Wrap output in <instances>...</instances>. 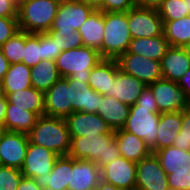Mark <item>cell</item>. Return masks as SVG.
Segmentation results:
<instances>
[{"instance_id":"cell-32","label":"cell","mask_w":190,"mask_h":190,"mask_svg":"<svg viewBox=\"0 0 190 190\" xmlns=\"http://www.w3.org/2000/svg\"><path fill=\"white\" fill-rule=\"evenodd\" d=\"M31 86L43 93L47 92L61 77L58 73L56 62L41 60L31 68Z\"/></svg>"},{"instance_id":"cell-25","label":"cell","mask_w":190,"mask_h":190,"mask_svg":"<svg viewBox=\"0 0 190 190\" xmlns=\"http://www.w3.org/2000/svg\"><path fill=\"white\" fill-rule=\"evenodd\" d=\"M169 47L170 44L164 35L151 38H132L127 52L161 61Z\"/></svg>"},{"instance_id":"cell-21","label":"cell","mask_w":190,"mask_h":190,"mask_svg":"<svg viewBox=\"0 0 190 190\" xmlns=\"http://www.w3.org/2000/svg\"><path fill=\"white\" fill-rule=\"evenodd\" d=\"M118 71L119 66L116 59L103 58L91 69L88 84L99 94L108 95Z\"/></svg>"},{"instance_id":"cell-49","label":"cell","mask_w":190,"mask_h":190,"mask_svg":"<svg viewBox=\"0 0 190 190\" xmlns=\"http://www.w3.org/2000/svg\"><path fill=\"white\" fill-rule=\"evenodd\" d=\"M7 105V96L4 93L0 92V125H4Z\"/></svg>"},{"instance_id":"cell-30","label":"cell","mask_w":190,"mask_h":190,"mask_svg":"<svg viewBox=\"0 0 190 190\" xmlns=\"http://www.w3.org/2000/svg\"><path fill=\"white\" fill-rule=\"evenodd\" d=\"M30 73L31 68L25 63L10 64L8 71L0 82V92L13 93L32 87Z\"/></svg>"},{"instance_id":"cell-22","label":"cell","mask_w":190,"mask_h":190,"mask_svg":"<svg viewBox=\"0 0 190 190\" xmlns=\"http://www.w3.org/2000/svg\"><path fill=\"white\" fill-rule=\"evenodd\" d=\"M130 106L108 95H102L97 114L105 120L112 131L122 129L129 116Z\"/></svg>"},{"instance_id":"cell-42","label":"cell","mask_w":190,"mask_h":190,"mask_svg":"<svg viewBox=\"0 0 190 190\" xmlns=\"http://www.w3.org/2000/svg\"><path fill=\"white\" fill-rule=\"evenodd\" d=\"M135 7L134 0H103L98 10L102 12H127Z\"/></svg>"},{"instance_id":"cell-36","label":"cell","mask_w":190,"mask_h":190,"mask_svg":"<svg viewBox=\"0 0 190 190\" xmlns=\"http://www.w3.org/2000/svg\"><path fill=\"white\" fill-rule=\"evenodd\" d=\"M41 33L25 32L23 63L32 68L41 61Z\"/></svg>"},{"instance_id":"cell-52","label":"cell","mask_w":190,"mask_h":190,"mask_svg":"<svg viewBox=\"0 0 190 190\" xmlns=\"http://www.w3.org/2000/svg\"><path fill=\"white\" fill-rule=\"evenodd\" d=\"M89 5H92L95 9H98L101 6L103 0H81Z\"/></svg>"},{"instance_id":"cell-19","label":"cell","mask_w":190,"mask_h":190,"mask_svg":"<svg viewBox=\"0 0 190 190\" xmlns=\"http://www.w3.org/2000/svg\"><path fill=\"white\" fill-rule=\"evenodd\" d=\"M145 87L146 85L142 81L119 69L111 84L108 96L131 106L135 104Z\"/></svg>"},{"instance_id":"cell-16","label":"cell","mask_w":190,"mask_h":190,"mask_svg":"<svg viewBox=\"0 0 190 190\" xmlns=\"http://www.w3.org/2000/svg\"><path fill=\"white\" fill-rule=\"evenodd\" d=\"M70 137L111 134L113 131L97 113L73 112L65 118Z\"/></svg>"},{"instance_id":"cell-47","label":"cell","mask_w":190,"mask_h":190,"mask_svg":"<svg viewBox=\"0 0 190 190\" xmlns=\"http://www.w3.org/2000/svg\"><path fill=\"white\" fill-rule=\"evenodd\" d=\"M179 87L184 91L188 101L190 102V69H188L182 78L178 81Z\"/></svg>"},{"instance_id":"cell-18","label":"cell","mask_w":190,"mask_h":190,"mask_svg":"<svg viewBox=\"0 0 190 190\" xmlns=\"http://www.w3.org/2000/svg\"><path fill=\"white\" fill-rule=\"evenodd\" d=\"M102 95L94 91L88 83L69 77V101L73 112L97 113Z\"/></svg>"},{"instance_id":"cell-6","label":"cell","mask_w":190,"mask_h":190,"mask_svg":"<svg viewBox=\"0 0 190 190\" xmlns=\"http://www.w3.org/2000/svg\"><path fill=\"white\" fill-rule=\"evenodd\" d=\"M94 10L92 5L81 0H66L60 4L52 27L47 33L74 35Z\"/></svg>"},{"instance_id":"cell-29","label":"cell","mask_w":190,"mask_h":190,"mask_svg":"<svg viewBox=\"0 0 190 190\" xmlns=\"http://www.w3.org/2000/svg\"><path fill=\"white\" fill-rule=\"evenodd\" d=\"M7 96L8 104L13 107H20L24 110L36 113L38 116L44 115V93L30 87L18 90L13 93H4Z\"/></svg>"},{"instance_id":"cell-33","label":"cell","mask_w":190,"mask_h":190,"mask_svg":"<svg viewBox=\"0 0 190 190\" xmlns=\"http://www.w3.org/2000/svg\"><path fill=\"white\" fill-rule=\"evenodd\" d=\"M163 22V35L170 46L184 47L190 43V16Z\"/></svg>"},{"instance_id":"cell-45","label":"cell","mask_w":190,"mask_h":190,"mask_svg":"<svg viewBox=\"0 0 190 190\" xmlns=\"http://www.w3.org/2000/svg\"><path fill=\"white\" fill-rule=\"evenodd\" d=\"M0 17H18V4L14 0H0Z\"/></svg>"},{"instance_id":"cell-2","label":"cell","mask_w":190,"mask_h":190,"mask_svg":"<svg viewBox=\"0 0 190 190\" xmlns=\"http://www.w3.org/2000/svg\"><path fill=\"white\" fill-rule=\"evenodd\" d=\"M71 139L69 156L74 159L93 161L100 168L121 156L115 140V131L111 134L72 137Z\"/></svg>"},{"instance_id":"cell-15","label":"cell","mask_w":190,"mask_h":190,"mask_svg":"<svg viewBox=\"0 0 190 190\" xmlns=\"http://www.w3.org/2000/svg\"><path fill=\"white\" fill-rule=\"evenodd\" d=\"M28 145V135L7 131L0 141L1 165L21 170L25 161Z\"/></svg>"},{"instance_id":"cell-7","label":"cell","mask_w":190,"mask_h":190,"mask_svg":"<svg viewBox=\"0 0 190 190\" xmlns=\"http://www.w3.org/2000/svg\"><path fill=\"white\" fill-rule=\"evenodd\" d=\"M160 116L161 113H154L153 109L130 106L129 116L122 129L143 139L152 148L157 142Z\"/></svg>"},{"instance_id":"cell-24","label":"cell","mask_w":190,"mask_h":190,"mask_svg":"<svg viewBox=\"0 0 190 190\" xmlns=\"http://www.w3.org/2000/svg\"><path fill=\"white\" fill-rule=\"evenodd\" d=\"M181 125L182 111L161 113L157 127V142L151 148V152L173 146L175 138L181 130Z\"/></svg>"},{"instance_id":"cell-12","label":"cell","mask_w":190,"mask_h":190,"mask_svg":"<svg viewBox=\"0 0 190 190\" xmlns=\"http://www.w3.org/2000/svg\"><path fill=\"white\" fill-rule=\"evenodd\" d=\"M59 155L54 151L38 146L29 141L24 164L21 168L23 177L44 179L52 171Z\"/></svg>"},{"instance_id":"cell-17","label":"cell","mask_w":190,"mask_h":190,"mask_svg":"<svg viewBox=\"0 0 190 190\" xmlns=\"http://www.w3.org/2000/svg\"><path fill=\"white\" fill-rule=\"evenodd\" d=\"M71 114L72 104L69 101V77H61L44 93V115L66 118Z\"/></svg>"},{"instance_id":"cell-20","label":"cell","mask_w":190,"mask_h":190,"mask_svg":"<svg viewBox=\"0 0 190 190\" xmlns=\"http://www.w3.org/2000/svg\"><path fill=\"white\" fill-rule=\"evenodd\" d=\"M188 69H190V58L184 47L170 46L161 59L163 78L178 82Z\"/></svg>"},{"instance_id":"cell-27","label":"cell","mask_w":190,"mask_h":190,"mask_svg":"<svg viewBox=\"0 0 190 190\" xmlns=\"http://www.w3.org/2000/svg\"><path fill=\"white\" fill-rule=\"evenodd\" d=\"M44 190H68L70 182V156H59L50 174L44 179L34 178Z\"/></svg>"},{"instance_id":"cell-56","label":"cell","mask_w":190,"mask_h":190,"mask_svg":"<svg viewBox=\"0 0 190 190\" xmlns=\"http://www.w3.org/2000/svg\"><path fill=\"white\" fill-rule=\"evenodd\" d=\"M54 1H56V2H58V3H62V2H65L66 0H54Z\"/></svg>"},{"instance_id":"cell-28","label":"cell","mask_w":190,"mask_h":190,"mask_svg":"<svg viewBox=\"0 0 190 190\" xmlns=\"http://www.w3.org/2000/svg\"><path fill=\"white\" fill-rule=\"evenodd\" d=\"M154 154L159 159L161 167L166 174L190 171V151L188 150L170 146L157 150Z\"/></svg>"},{"instance_id":"cell-46","label":"cell","mask_w":190,"mask_h":190,"mask_svg":"<svg viewBox=\"0 0 190 190\" xmlns=\"http://www.w3.org/2000/svg\"><path fill=\"white\" fill-rule=\"evenodd\" d=\"M17 190H44L35 181L34 178L22 177Z\"/></svg>"},{"instance_id":"cell-54","label":"cell","mask_w":190,"mask_h":190,"mask_svg":"<svg viewBox=\"0 0 190 190\" xmlns=\"http://www.w3.org/2000/svg\"><path fill=\"white\" fill-rule=\"evenodd\" d=\"M185 51L187 52L188 57L190 58V43L184 46Z\"/></svg>"},{"instance_id":"cell-3","label":"cell","mask_w":190,"mask_h":190,"mask_svg":"<svg viewBox=\"0 0 190 190\" xmlns=\"http://www.w3.org/2000/svg\"><path fill=\"white\" fill-rule=\"evenodd\" d=\"M60 3L54 0H26L18 5L19 30L47 33L53 24Z\"/></svg>"},{"instance_id":"cell-26","label":"cell","mask_w":190,"mask_h":190,"mask_svg":"<svg viewBox=\"0 0 190 190\" xmlns=\"http://www.w3.org/2000/svg\"><path fill=\"white\" fill-rule=\"evenodd\" d=\"M83 46L97 49L101 55V45L104 37V12L95 9L80 26Z\"/></svg>"},{"instance_id":"cell-1","label":"cell","mask_w":190,"mask_h":190,"mask_svg":"<svg viewBox=\"0 0 190 190\" xmlns=\"http://www.w3.org/2000/svg\"><path fill=\"white\" fill-rule=\"evenodd\" d=\"M29 141L54 151L59 156H68L71 137L65 118L39 116L28 134Z\"/></svg>"},{"instance_id":"cell-51","label":"cell","mask_w":190,"mask_h":190,"mask_svg":"<svg viewBox=\"0 0 190 190\" xmlns=\"http://www.w3.org/2000/svg\"><path fill=\"white\" fill-rule=\"evenodd\" d=\"M95 190H125V189L118 188L112 184H108L106 182L101 181Z\"/></svg>"},{"instance_id":"cell-23","label":"cell","mask_w":190,"mask_h":190,"mask_svg":"<svg viewBox=\"0 0 190 190\" xmlns=\"http://www.w3.org/2000/svg\"><path fill=\"white\" fill-rule=\"evenodd\" d=\"M115 140L121 157L129 161L137 163L152 153L151 148L143 139L123 129L115 131Z\"/></svg>"},{"instance_id":"cell-50","label":"cell","mask_w":190,"mask_h":190,"mask_svg":"<svg viewBox=\"0 0 190 190\" xmlns=\"http://www.w3.org/2000/svg\"><path fill=\"white\" fill-rule=\"evenodd\" d=\"M9 65L10 64L7 58L3 55V52L0 48V82L3 80L6 72L8 71Z\"/></svg>"},{"instance_id":"cell-13","label":"cell","mask_w":190,"mask_h":190,"mask_svg":"<svg viewBox=\"0 0 190 190\" xmlns=\"http://www.w3.org/2000/svg\"><path fill=\"white\" fill-rule=\"evenodd\" d=\"M137 163L118 157L101 167L103 182L125 190H135Z\"/></svg>"},{"instance_id":"cell-55","label":"cell","mask_w":190,"mask_h":190,"mask_svg":"<svg viewBox=\"0 0 190 190\" xmlns=\"http://www.w3.org/2000/svg\"><path fill=\"white\" fill-rule=\"evenodd\" d=\"M18 5L23 2V1H26V0H14Z\"/></svg>"},{"instance_id":"cell-43","label":"cell","mask_w":190,"mask_h":190,"mask_svg":"<svg viewBox=\"0 0 190 190\" xmlns=\"http://www.w3.org/2000/svg\"><path fill=\"white\" fill-rule=\"evenodd\" d=\"M170 190H190V171L167 174Z\"/></svg>"},{"instance_id":"cell-9","label":"cell","mask_w":190,"mask_h":190,"mask_svg":"<svg viewBox=\"0 0 190 190\" xmlns=\"http://www.w3.org/2000/svg\"><path fill=\"white\" fill-rule=\"evenodd\" d=\"M119 69L142 81L146 86L163 78L161 61L134 53L121 54L117 59Z\"/></svg>"},{"instance_id":"cell-14","label":"cell","mask_w":190,"mask_h":190,"mask_svg":"<svg viewBox=\"0 0 190 190\" xmlns=\"http://www.w3.org/2000/svg\"><path fill=\"white\" fill-rule=\"evenodd\" d=\"M101 181V169L95 162L70 157L68 190H95Z\"/></svg>"},{"instance_id":"cell-4","label":"cell","mask_w":190,"mask_h":190,"mask_svg":"<svg viewBox=\"0 0 190 190\" xmlns=\"http://www.w3.org/2000/svg\"><path fill=\"white\" fill-rule=\"evenodd\" d=\"M103 59L97 49L82 46L62 51L56 59L60 77L88 83L91 69Z\"/></svg>"},{"instance_id":"cell-53","label":"cell","mask_w":190,"mask_h":190,"mask_svg":"<svg viewBox=\"0 0 190 190\" xmlns=\"http://www.w3.org/2000/svg\"><path fill=\"white\" fill-rule=\"evenodd\" d=\"M6 132H7L6 127L4 125H0V141L2 140Z\"/></svg>"},{"instance_id":"cell-10","label":"cell","mask_w":190,"mask_h":190,"mask_svg":"<svg viewBox=\"0 0 190 190\" xmlns=\"http://www.w3.org/2000/svg\"><path fill=\"white\" fill-rule=\"evenodd\" d=\"M148 86L154 95L159 113L180 112L190 105L178 82L161 78Z\"/></svg>"},{"instance_id":"cell-41","label":"cell","mask_w":190,"mask_h":190,"mask_svg":"<svg viewBox=\"0 0 190 190\" xmlns=\"http://www.w3.org/2000/svg\"><path fill=\"white\" fill-rule=\"evenodd\" d=\"M18 31L17 17H0V47Z\"/></svg>"},{"instance_id":"cell-39","label":"cell","mask_w":190,"mask_h":190,"mask_svg":"<svg viewBox=\"0 0 190 190\" xmlns=\"http://www.w3.org/2000/svg\"><path fill=\"white\" fill-rule=\"evenodd\" d=\"M61 52L57 40H53L47 33H41V60L56 61Z\"/></svg>"},{"instance_id":"cell-44","label":"cell","mask_w":190,"mask_h":190,"mask_svg":"<svg viewBox=\"0 0 190 190\" xmlns=\"http://www.w3.org/2000/svg\"><path fill=\"white\" fill-rule=\"evenodd\" d=\"M131 106H140L145 109H153L154 113H159L154 95L148 85L143 89L135 104Z\"/></svg>"},{"instance_id":"cell-11","label":"cell","mask_w":190,"mask_h":190,"mask_svg":"<svg viewBox=\"0 0 190 190\" xmlns=\"http://www.w3.org/2000/svg\"><path fill=\"white\" fill-rule=\"evenodd\" d=\"M135 190H170L167 174L154 153L137 162Z\"/></svg>"},{"instance_id":"cell-37","label":"cell","mask_w":190,"mask_h":190,"mask_svg":"<svg viewBox=\"0 0 190 190\" xmlns=\"http://www.w3.org/2000/svg\"><path fill=\"white\" fill-rule=\"evenodd\" d=\"M23 175L20 169L8 166L0 167V190H17Z\"/></svg>"},{"instance_id":"cell-38","label":"cell","mask_w":190,"mask_h":190,"mask_svg":"<svg viewBox=\"0 0 190 190\" xmlns=\"http://www.w3.org/2000/svg\"><path fill=\"white\" fill-rule=\"evenodd\" d=\"M173 146L190 151V105L182 111L181 130L177 134Z\"/></svg>"},{"instance_id":"cell-5","label":"cell","mask_w":190,"mask_h":190,"mask_svg":"<svg viewBox=\"0 0 190 190\" xmlns=\"http://www.w3.org/2000/svg\"><path fill=\"white\" fill-rule=\"evenodd\" d=\"M131 39L127 12H104V37L101 45V57L117 59L128 50Z\"/></svg>"},{"instance_id":"cell-34","label":"cell","mask_w":190,"mask_h":190,"mask_svg":"<svg viewBox=\"0 0 190 190\" xmlns=\"http://www.w3.org/2000/svg\"><path fill=\"white\" fill-rule=\"evenodd\" d=\"M162 21H173L190 16V0H164L157 8Z\"/></svg>"},{"instance_id":"cell-8","label":"cell","mask_w":190,"mask_h":190,"mask_svg":"<svg viewBox=\"0 0 190 190\" xmlns=\"http://www.w3.org/2000/svg\"><path fill=\"white\" fill-rule=\"evenodd\" d=\"M132 38L162 36L164 22L155 8L133 7L127 11Z\"/></svg>"},{"instance_id":"cell-35","label":"cell","mask_w":190,"mask_h":190,"mask_svg":"<svg viewBox=\"0 0 190 190\" xmlns=\"http://www.w3.org/2000/svg\"><path fill=\"white\" fill-rule=\"evenodd\" d=\"M25 47V31L19 30L0 48L9 64L23 63Z\"/></svg>"},{"instance_id":"cell-31","label":"cell","mask_w":190,"mask_h":190,"mask_svg":"<svg viewBox=\"0 0 190 190\" xmlns=\"http://www.w3.org/2000/svg\"><path fill=\"white\" fill-rule=\"evenodd\" d=\"M36 113L13 107L8 104L6 108L4 126L7 131L18 132L28 135L38 119Z\"/></svg>"},{"instance_id":"cell-40","label":"cell","mask_w":190,"mask_h":190,"mask_svg":"<svg viewBox=\"0 0 190 190\" xmlns=\"http://www.w3.org/2000/svg\"><path fill=\"white\" fill-rule=\"evenodd\" d=\"M53 40H57L59 47L62 51L69 50L71 48H78L83 46L81 35L78 31L74 32V35L61 36L59 33H47Z\"/></svg>"},{"instance_id":"cell-48","label":"cell","mask_w":190,"mask_h":190,"mask_svg":"<svg viewBox=\"0 0 190 190\" xmlns=\"http://www.w3.org/2000/svg\"><path fill=\"white\" fill-rule=\"evenodd\" d=\"M164 0H134L137 7L155 8L157 9Z\"/></svg>"}]
</instances>
